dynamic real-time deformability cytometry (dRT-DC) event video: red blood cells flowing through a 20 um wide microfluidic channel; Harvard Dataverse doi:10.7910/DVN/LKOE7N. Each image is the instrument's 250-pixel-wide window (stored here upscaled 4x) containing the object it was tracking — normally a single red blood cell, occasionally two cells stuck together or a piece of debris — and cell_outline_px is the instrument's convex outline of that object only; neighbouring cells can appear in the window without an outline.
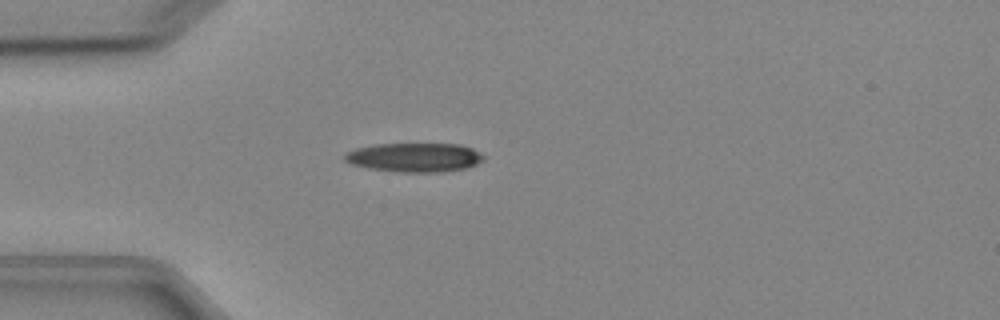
{"species": "Egyptian fruit bat (a non-hibernating species)", "species_latin": "Rousettus aegyptiacus", "temperature_condition": "cold", "stored_images_in_passage": 5, "camera_frame_rate_fps": 3000, "um_per_image_px": 0.085, "animal": {"sex": "female"}, "frame": {"image": 1, "passage_image": 4, "time_ms": 3.667, "image_size_px": [1000, 320], "cell_outline_px": [[484, 160], [476, 164], [464, 168], [444, 172], [396, 172], [368, 168], [352, 164], [344, 160], [344, 152], [356, 148], [372, 144], [460, 144], [472, 148], [480, 152], [484, 156]], "centroid_in_image_um": [35.21, 13.38], "position_along_channel_um": 49.8, "area_um2": 23.7}}